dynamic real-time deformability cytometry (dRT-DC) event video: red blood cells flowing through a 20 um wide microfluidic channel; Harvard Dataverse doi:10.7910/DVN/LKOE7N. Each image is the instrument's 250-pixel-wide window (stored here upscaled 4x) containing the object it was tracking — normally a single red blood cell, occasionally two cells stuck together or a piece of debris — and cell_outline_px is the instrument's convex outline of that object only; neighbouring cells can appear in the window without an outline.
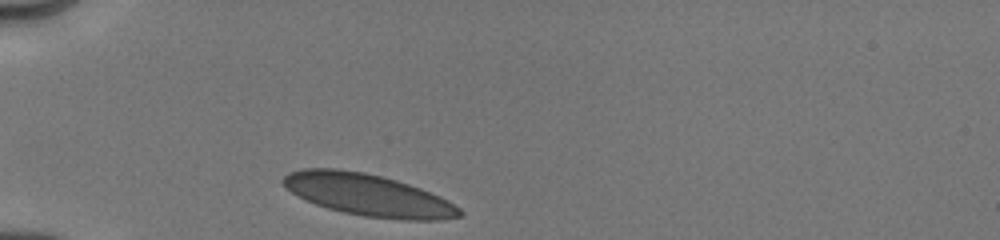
{"species": "human", "species_latin": "Homo sapiens", "temperature_condition": "cold", "stored_images_in_passage": 7, "camera_frame_rate_fps": 3000, "um_per_image_px": 0.085, "donor": {"sex": "male"}, "frame": {"image": 1, "passage_image": 1, "time_ms": 0.0, "image_size_px": [1000, 240], "cell_outline_px": [[464, 212], [460, 216], [440, 220], [404, 220], [364, 216], [344, 212], [328, 208], [304, 200], [292, 192], [280, 180], [288, 172], [304, 168], [340, 168], [364, 172], [396, 180], [420, 188], [440, 196], [448, 200], [460, 208]], "centroid_in_image_um": [31.29, 16.57], "position_along_channel_um": 53.7, "area_um2": 43.06}}
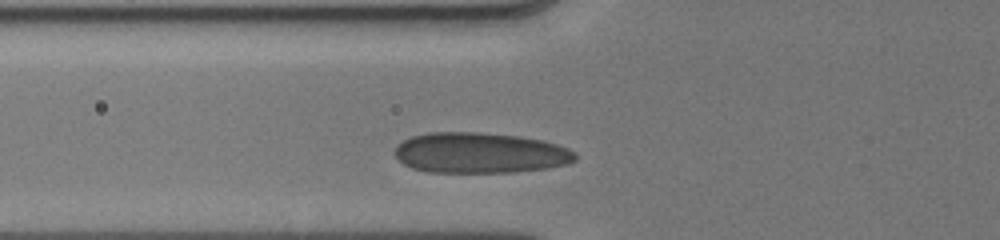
{"frame": {"image": 2, "passage_image": 4, "time_ms": 1.333, "image_size_px": [1000, 240], "cell_outline_px": [[576, 160], [568, 164], [544, 168], [512, 172], [428, 172], [412, 168], [404, 164], [392, 152], [404, 140], [412, 136], [428, 132], [480, 132], [520, 136], [544, 140], [568, 148], [576, 152]], "centroid_in_image_um": [40.81, 12.99], "position_along_channel_um": 85.0, "area_um2": 42.77}}
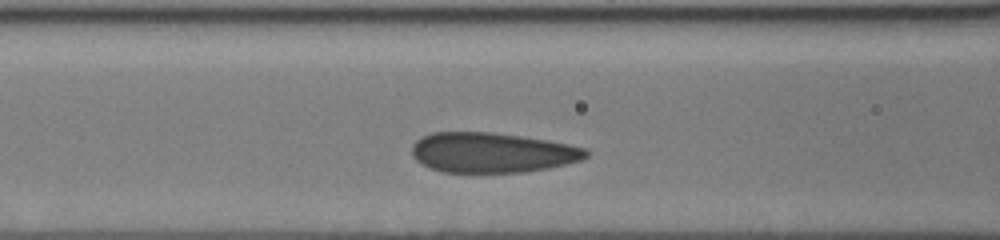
{"frame": {"image": 3, "passage_image": 6, "time_ms": 2.333, "image_size_px": [1000, 240], "cell_outline_px": [[588, 156], [580, 160], [548, 168], [524, 172], [444, 172], [432, 168], [416, 160], [412, 156], [412, 144], [416, 140], [432, 132], [492, 132], [548, 140], [588, 148]], "centroid_in_image_um": [41.83, 12.96], "position_along_channel_um": 124.8, "area_um2": 40.52}}